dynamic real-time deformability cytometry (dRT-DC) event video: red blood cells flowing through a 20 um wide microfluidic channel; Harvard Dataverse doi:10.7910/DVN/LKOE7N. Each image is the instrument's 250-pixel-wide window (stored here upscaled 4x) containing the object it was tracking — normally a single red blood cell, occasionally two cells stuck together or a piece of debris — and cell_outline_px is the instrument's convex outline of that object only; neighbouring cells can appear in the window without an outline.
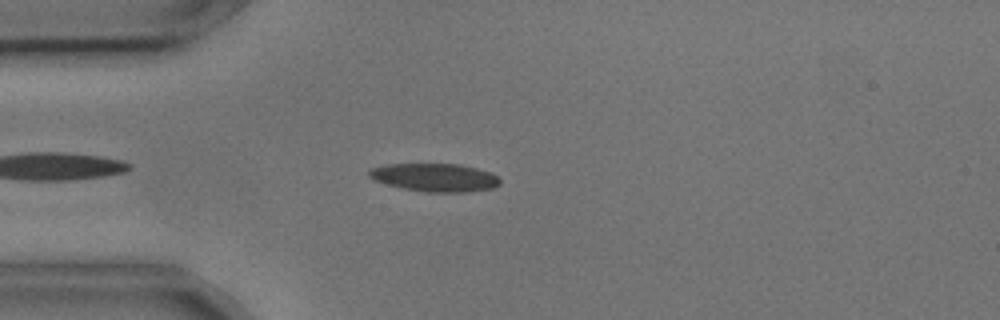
{"species": "common noctule bat (a hibernating species)", "species_latin": "Nyctalus noctula", "temperature_condition": "cold", "stored_images_in_passage": 2, "camera_frame_rate_fps": 3000, "um_per_image_px": 0.085, "animal": {"sex": "male", "body_mass_g": 17.9, "forearm_length_mm": 54.2}, "frame": {"image": 1, "passage_image": 2, "time_ms": 0.333, "image_size_px": [1000, 320], "cell_outline_px": [[500, 184], [492, 188], [468, 192], [428, 192], [404, 188], [388, 184], [376, 180], [368, 176], [368, 172], [372, 168], [384, 164], [460, 164], [476, 168], [488, 172], [496, 176], [500, 180]], "centroid_in_image_um": [36.97, 15.08], "position_along_channel_um": 48.0, "area_um2": 21.21}}